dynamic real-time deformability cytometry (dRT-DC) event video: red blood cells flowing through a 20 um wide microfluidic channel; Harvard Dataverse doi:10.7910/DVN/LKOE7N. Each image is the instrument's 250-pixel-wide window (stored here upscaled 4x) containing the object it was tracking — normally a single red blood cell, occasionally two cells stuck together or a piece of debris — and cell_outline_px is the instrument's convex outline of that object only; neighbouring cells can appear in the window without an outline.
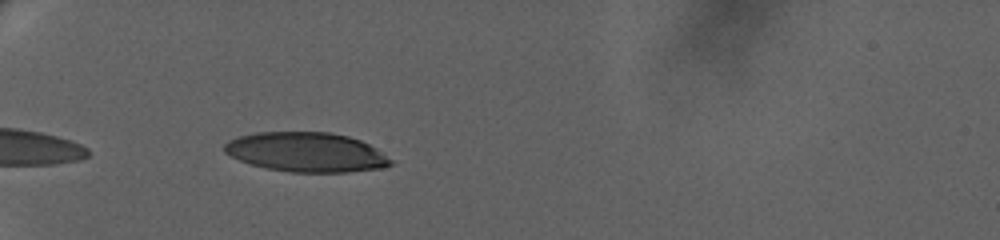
{"species": "human", "species_latin": "Homo sapiens", "temperature_condition": "warm", "stored_images_in_passage": 36, "camera_frame_rate_fps": 3000, "um_per_image_px": 0.085, "donor": {"sex": "female"}, "frame": {"image": 1, "passage_image": 1, "time_ms": 0.0, "image_size_px": [1000, 240], "cell_outline_px": [[392, 164], [380, 168], [344, 172], [292, 172], [268, 168], [252, 164], [240, 160], [224, 152], [224, 144], [228, 140], [240, 136], [256, 132], [328, 132], [348, 136], [360, 140], [368, 144], [392, 160]], "centroid_in_image_um": [26.01, 12.92], "position_along_channel_um": 59.0, "area_um2": 37.86}}
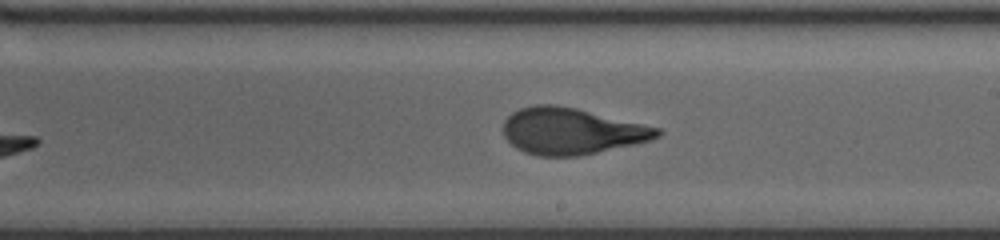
{"frame": {"image": 2, "passage_image": 20, "time_ms": 6.333, "image_size_px": [1000, 240], "cell_outline_px": [[664, 132], [660, 136], [648, 140], [632, 144], [580, 156], [536, 156], [524, 152], [516, 148], [504, 136], [504, 120], [512, 112], [520, 108], [532, 104], [556, 104], [576, 108], [660, 128]], "centroid_in_image_um": [48.54, 11.14], "position_along_channel_um": 240.5, "area_um2": 41.56}}
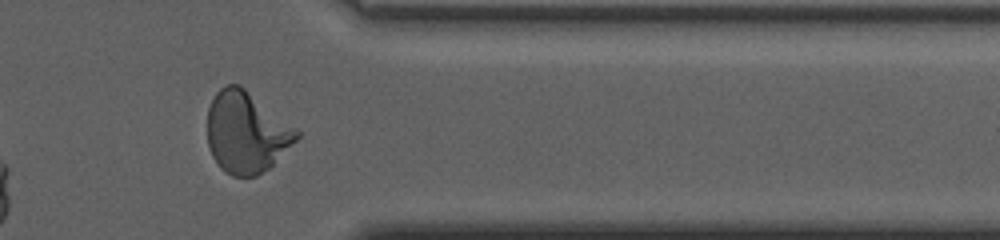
{"frame": {"image": 3, "passage_image": 34, "time_ms": 11.0, "image_size_px": [1000, 240], "cell_outline_px": [[300, 136], [268, 168], [256, 176], [232, 176], [224, 172], [220, 168], [212, 156], [208, 144], [208, 108], [216, 92], [220, 88], [228, 84], [240, 84], [300, 132]], "centroid_in_image_um": [20.9, 11.25], "position_along_channel_um": 390.5, "area_um2": 41.79}, "authors_computed_cell_mechanics": {"area_um2": 41.4715, "velocity_mm_per_s": 3.2869, "shape_relaxation_time_tau1_ms": 4.8665, "shape_relaxation_time_tau2_ms": 0.8322, "deformation_change_tau1": 0.2234, "deformation_change_tau2": 0.0752}}